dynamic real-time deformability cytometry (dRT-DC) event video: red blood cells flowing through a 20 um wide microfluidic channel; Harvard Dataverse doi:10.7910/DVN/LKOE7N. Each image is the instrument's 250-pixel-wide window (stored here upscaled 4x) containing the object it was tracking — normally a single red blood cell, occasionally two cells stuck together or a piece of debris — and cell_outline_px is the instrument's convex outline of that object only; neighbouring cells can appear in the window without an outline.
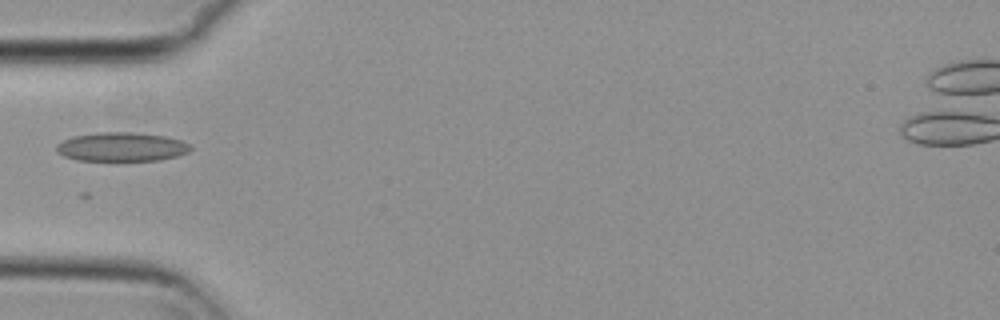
{"species": "common noctule bat (a hibernating species)", "species_latin": "Nyctalus noctula", "temperature_condition": "cold", "stored_images_in_passage": 14, "camera_frame_rate_fps": 3000, "um_per_image_px": 0.085, "animal": {"sex": "female", "body_mass_g": 29.2, "forearm_length_mm": 56.3}, "frame": {"image": 1, "passage_image": 1, "time_ms": 0.0, "image_size_px": [1000, 320], "cell_outline_px": [[192, 148], [188, 152], [176, 156], [160, 160], [76, 160], [64, 156], [56, 152], [56, 144], [72, 136], [100, 132], [132, 132], [164, 136], [180, 140], [192, 144]], "centroid_in_image_um": [10.33, 12.48], "position_along_channel_um": 74.7, "area_um2": 22.6}}